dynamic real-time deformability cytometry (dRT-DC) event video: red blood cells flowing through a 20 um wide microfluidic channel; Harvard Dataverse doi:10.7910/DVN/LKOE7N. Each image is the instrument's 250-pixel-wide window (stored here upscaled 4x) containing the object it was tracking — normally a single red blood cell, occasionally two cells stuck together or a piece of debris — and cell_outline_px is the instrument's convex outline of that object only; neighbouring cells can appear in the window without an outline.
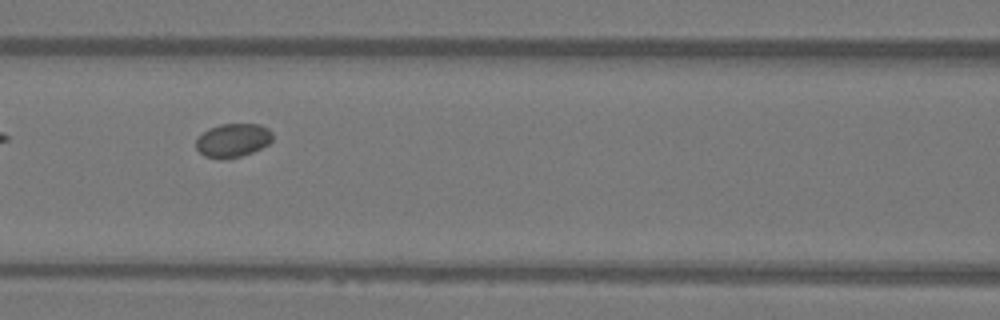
{"species": "Egyptian fruit bat (a non-hibernating species)", "species_latin": "Rousettus aegyptiacus", "temperature_condition": "warm", "stored_images_in_passage": 8, "camera_frame_rate_fps": 3000, "um_per_image_px": 0.085, "animal": {"sex": "female"}, "frame": {"image": 1, "passage_image": 5, "time_ms": 1.333, "image_size_px": [1000, 320], "cell_outline_px": [[272, 140], [268, 144], [252, 152], [228, 160], [204, 156], [196, 148], [196, 140], [208, 128], [220, 124], [260, 124], [268, 128], [272, 132]], "centroid_in_image_um": [19.8, 11.93], "position_along_channel_um": 146.8, "area_um2": 15.03}}
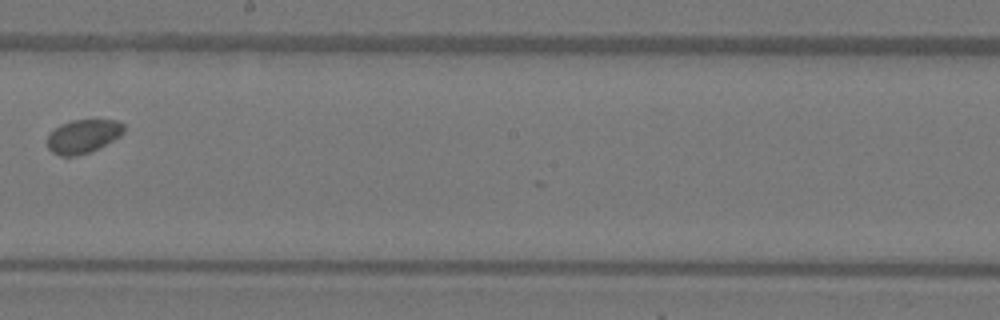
{"frame": {"image": 2, "passage_image": 7, "time_ms": 2.0, "image_size_px": [1000, 320], "cell_outline_px": [[124, 132], [120, 136], [88, 152], [76, 156], [60, 156], [52, 152], [48, 148], [48, 136], [60, 124], [72, 120], [120, 120], [124, 124]], "centroid_in_image_um": [7.07, 11.57], "position_along_channel_um": 241.1, "area_um2": 14.8}}
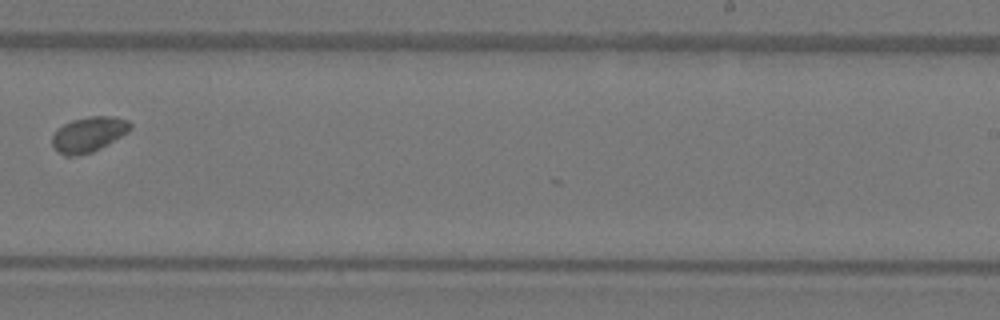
{"frame": {"image": 3, "passage_image": 8, "time_ms": 2.333, "image_size_px": [1000, 320], "cell_outline_px": [[132, 128], [128, 132], [108, 144], [92, 152], [72, 156], [64, 156], [52, 144], [52, 136], [64, 124], [72, 120], [88, 116], [112, 116], [128, 120], [132, 124]], "centroid_in_image_um": [7.57, 11.41], "position_along_channel_um": 281.4, "area_um2": 15.84}}